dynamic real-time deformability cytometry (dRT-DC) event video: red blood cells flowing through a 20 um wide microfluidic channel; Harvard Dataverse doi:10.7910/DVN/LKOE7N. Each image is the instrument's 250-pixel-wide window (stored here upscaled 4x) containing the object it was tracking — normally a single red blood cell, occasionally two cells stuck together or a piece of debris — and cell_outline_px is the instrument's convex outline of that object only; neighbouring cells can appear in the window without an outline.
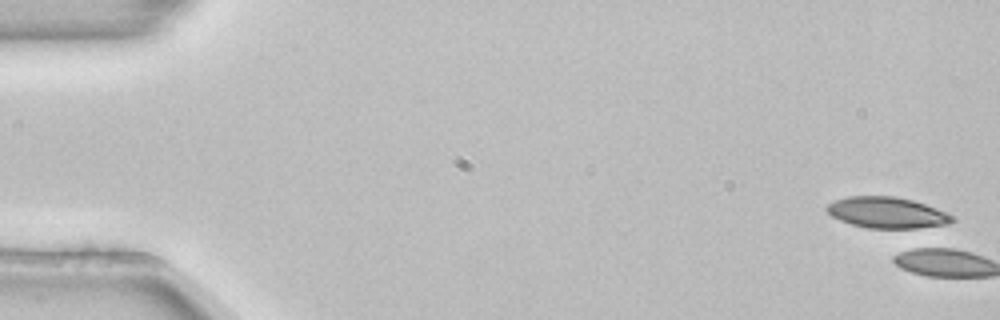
{"species": "common noctule bat (a hibernating species)", "species_latin": "Nyctalus noctula", "temperature_condition": "room temperature", "stored_images_in_passage": 4, "camera_frame_rate_fps": 3000, "um_per_image_px": 0.085, "animal": {"sex": "female", "body_mass_g": 22.7, "forearm_length_mm": 54.2}, "frame": {"image": 1, "passage_image": 1, "time_ms": 0.0, "image_size_px": [1000, 320], "cell_outline_px": [[956, 220], [948, 224], [916, 228], [868, 228], [852, 224], [840, 220], [832, 216], [824, 208], [828, 204], [836, 200], [848, 196], [896, 196], [912, 200], [936, 208], [952, 216]], "centroid_in_image_um": [75.38, 18.07], "position_along_channel_um": 9.6, "area_um2": 22.54}}